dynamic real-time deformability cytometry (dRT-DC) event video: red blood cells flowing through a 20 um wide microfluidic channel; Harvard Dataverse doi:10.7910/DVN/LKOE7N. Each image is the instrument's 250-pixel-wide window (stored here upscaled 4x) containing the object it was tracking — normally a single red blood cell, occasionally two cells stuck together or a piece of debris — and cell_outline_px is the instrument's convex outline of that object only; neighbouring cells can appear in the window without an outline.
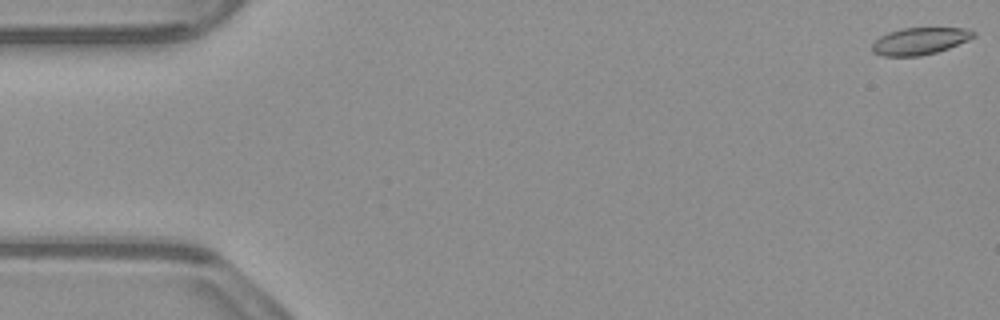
{"species": "common noctule bat (a hibernating species)", "species_latin": "Nyctalus noctula", "temperature_condition": "warm", "stored_images_in_passage": 54, "camera_frame_rate_fps": 3000, "um_per_image_px": 0.085, "animal": {"sex": "male", "body_mass_g": 23.1, "forearm_length_mm": 52.7}, "frame": {"image": 1, "passage_image": 1, "time_ms": 0.0, "image_size_px": [1000, 320], "cell_outline_px": [[976, 36], [968, 40], [948, 48], [936, 52], [920, 56], [880, 56], [872, 52], [872, 44], [880, 36], [888, 32], [900, 28], [968, 28], [976, 32]], "centroid_in_image_um": [78.17, 3.49], "position_along_channel_um": 6.8, "area_um2": 16.07}}
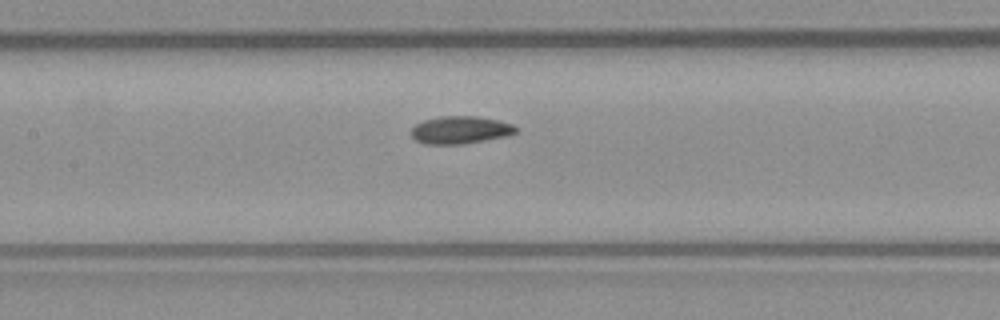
{"frame": {"image": 2, "passage_image": 25, "time_ms": 8.0, "image_size_px": [1000, 320], "cell_outline_px": [[520, 128], [516, 132], [508, 136], [464, 144], [424, 144], [416, 140], [412, 136], [412, 128], [416, 124], [424, 120], [440, 116], [480, 116], [512, 124]], "centroid_in_image_um": [39.16, 11.05], "position_along_channel_um": 168.2, "area_um2": 16.94}}
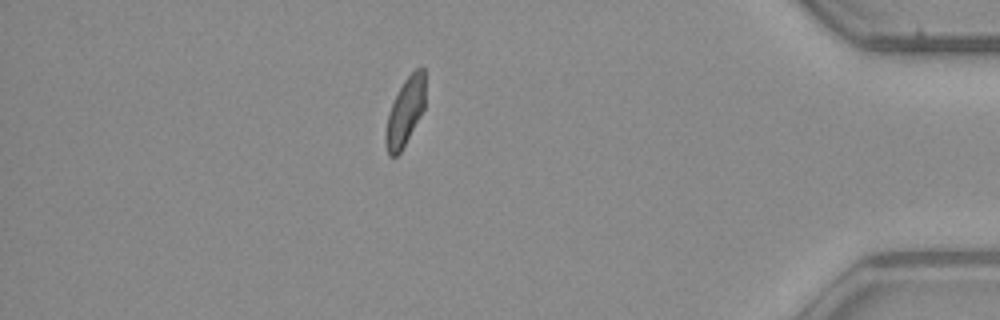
{"frame": {"image": 3, "passage_image": 47, "time_ms": 15.333, "image_size_px": [1000, 320], "cell_outline_px": [[424, 108], [420, 116], [400, 152], [396, 156], [388, 156], [384, 140], [384, 132], [388, 112], [404, 80], [416, 68], [424, 68]], "centroid_in_image_um": [34.4, 9.53], "position_along_channel_um": 400.8, "area_um2": 15.37}, "authors_computed_cell_mechanics": {"area_um2": 16.8776, "velocity_mm_per_s": 3.8078, "shape_relaxation_time_tau1_ms": 9.6231, "shape_relaxation_time_tau2_ms": null, "deformation_change_tau1": 0.181, "deformation_change_tau2": null}}